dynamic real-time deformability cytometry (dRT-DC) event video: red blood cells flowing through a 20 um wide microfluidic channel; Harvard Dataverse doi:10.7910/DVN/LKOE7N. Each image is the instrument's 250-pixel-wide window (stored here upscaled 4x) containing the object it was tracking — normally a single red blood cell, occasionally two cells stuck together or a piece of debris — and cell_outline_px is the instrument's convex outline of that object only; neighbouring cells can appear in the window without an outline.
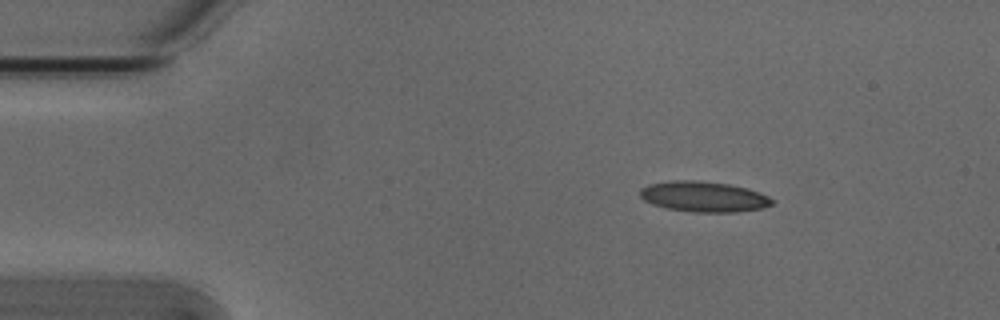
{"species": "Egyptian fruit bat (a non-hibernating species)", "species_latin": "Rousettus aegyptiacus", "temperature_condition": "cold", "stored_images_in_passage": 3, "camera_frame_rate_fps": 3000, "um_per_image_px": 0.085, "animal": {"sex": "male"}, "frame": {"image": 1, "passage_image": 1, "time_ms": 0.0, "image_size_px": [1000, 320], "cell_outline_px": [[772, 204], [760, 208], [736, 212], [696, 212], [668, 208], [652, 204], [644, 200], [640, 196], [640, 188], [648, 184], [672, 180], [696, 180], [728, 184], [748, 188], [760, 192], [768, 196], [772, 200]], "centroid_in_image_um": [59.79, 16.7], "position_along_channel_um": 25.2, "area_um2": 23.35}}